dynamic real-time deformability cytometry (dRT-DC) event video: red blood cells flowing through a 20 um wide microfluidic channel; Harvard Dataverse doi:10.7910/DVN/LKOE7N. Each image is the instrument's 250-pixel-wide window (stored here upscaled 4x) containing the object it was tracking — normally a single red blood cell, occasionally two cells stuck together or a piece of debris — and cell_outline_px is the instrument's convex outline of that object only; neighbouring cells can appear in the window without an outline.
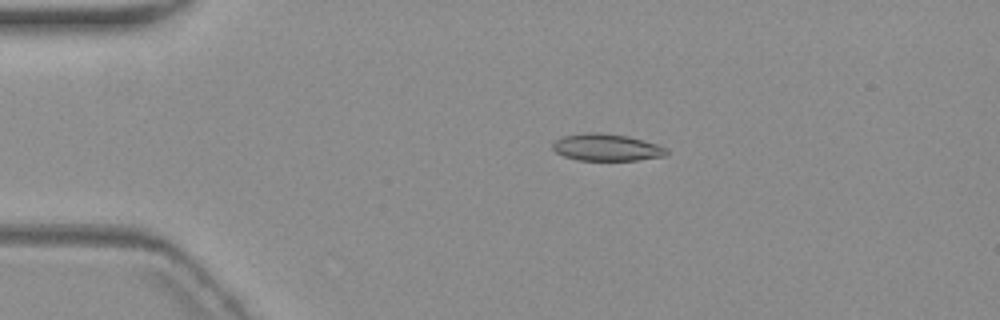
{"species": "common noctule bat (a hibernating species)", "species_latin": "Nyctalus noctula", "temperature_condition": "warm", "stored_images_in_passage": 6, "camera_frame_rate_fps": 3000, "um_per_image_px": 0.085, "animal": {"sex": "female", "body_mass_g": 19.3, "forearm_length_mm": 54.1}, "frame": {"image": 1, "passage_image": 4, "time_ms": 3.667, "image_size_px": [1000, 320], "cell_outline_px": [[668, 156], [636, 160], [576, 160], [564, 156], [556, 152], [552, 148], [552, 144], [556, 140], [564, 136], [588, 132], [600, 132], [628, 136], [644, 140], [668, 148]], "centroid_in_image_um": [51.59, 12.53], "position_along_channel_um": 33.4, "area_um2": 18.03}}
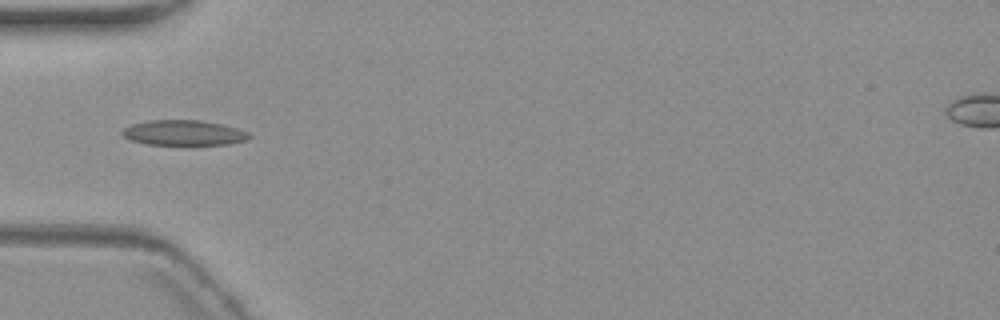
{"frame": {"image": 2, "passage_image": 6, "time_ms": 6.0, "image_size_px": [1000, 320], "cell_outline_px": [[252, 136], [248, 140], [228, 144], [192, 148], [188, 148], [148, 144], [128, 140], [120, 132], [124, 128], [132, 124], [148, 120], [200, 120], [220, 124], [236, 128], [248, 132]], "centroid_in_image_um": [15.63, 11.35], "position_along_channel_um": 69.4, "area_um2": 19.77}}